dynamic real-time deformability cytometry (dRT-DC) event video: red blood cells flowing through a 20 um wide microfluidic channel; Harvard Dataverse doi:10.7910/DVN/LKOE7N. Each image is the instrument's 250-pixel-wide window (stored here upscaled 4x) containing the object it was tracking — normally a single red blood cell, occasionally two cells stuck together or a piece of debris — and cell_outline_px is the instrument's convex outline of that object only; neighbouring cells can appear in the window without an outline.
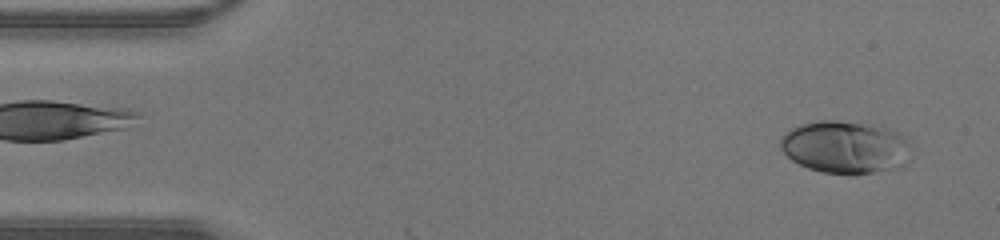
{"species": "human", "species_latin": "Homo sapiens", "temperature_condition": "warm", "stored_images_in_passage": 41, "camera_frame_rate_fps": 3000, "um_per_image_px": 0.085, "donor": {"sex": "male"}, "frame": {"image": 1, "passage_image": 2, "time_ms": 0.333, "image_size_px": [1000, 240], "cell_outline_px": [[912, 148], [908, 164], [900, 168], [872, 172], [820, 172], [808, 168], [792, 160], [780, 148], [780, 140], [792, 128], [800, 124], [816, 120], [836, 120], [884, 124], [896, 132]], "centroid_in_image_um": [71.9, 12.47], "position_along_channel_um": 13.1, "area_um2": 40.23}}
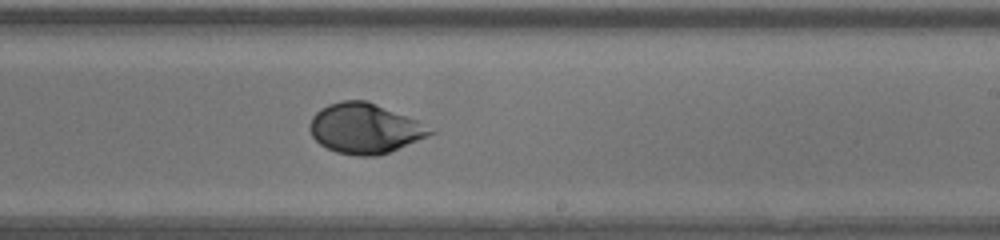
{"frame": {"image": 2, "passage_image": 24, "time_ms": 7.667, "image_size_px": [1000, 240], "cell_outline_px": [[436, 132], [428, 136], [388, 152], [376, 156], [356, 156], [336, 152], [320, 144], [312, 136], [308, 128], [308, 124], [312, 116], [320, 108], [328, 104], [344, 100], [368, 100], [420, 120]], "centroid_in_image_um": [31.0, 10.9], "position_along_channel_um": 258.0, "area_um2": 35.43}}
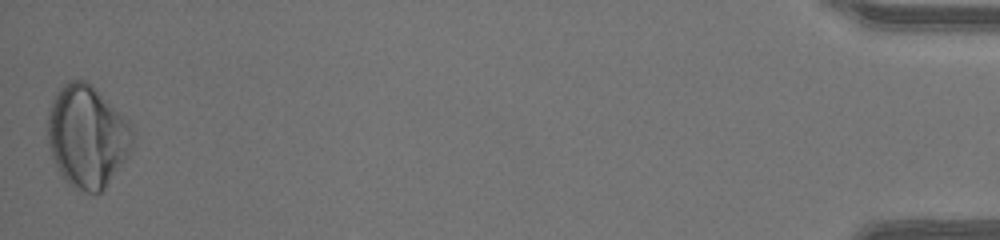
{"frame": {"image": 3, "passage_image": 41, "time_ms": 13.333, "image_size_px": [1000, 240], "cell_outline_px": [[132, 148], [128, 156], [104, 188], [96, 196], [72, 188], [64, 180], [52, 156], [48, 144], [48, 108], [56, 92], [68, 80], [84, 80], [92, 84], [132, 124]], "centroid_in_image_um": [7.4, 11.6], "position_along_channel_um": 427.8, "area_um2": 50.86}}